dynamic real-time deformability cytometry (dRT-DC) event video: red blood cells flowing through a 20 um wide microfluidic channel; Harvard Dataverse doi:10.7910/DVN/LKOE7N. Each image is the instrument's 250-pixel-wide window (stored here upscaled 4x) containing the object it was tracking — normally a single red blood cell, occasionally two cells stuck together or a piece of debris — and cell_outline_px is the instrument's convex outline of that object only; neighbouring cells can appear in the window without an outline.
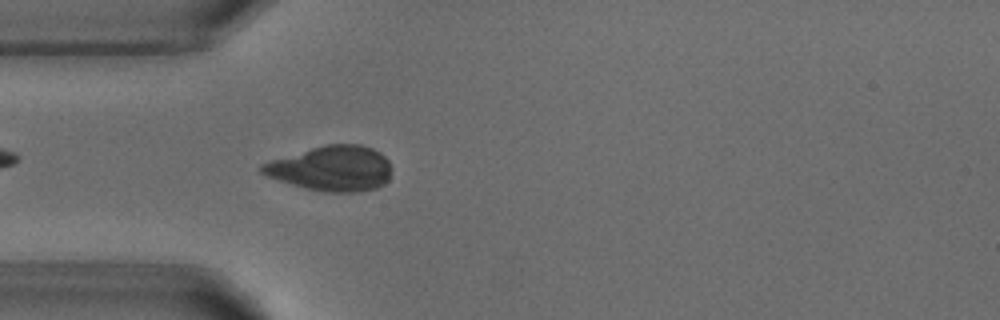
{"species": "common noctule bat (a hibernating species)", "species_latin": "Nyctalus noctula", "temperature_condition": "warm", "stored_images_in_passage": 45, "camera_frame_rate_fps": 3000, "um_per_image_px": 0.085, "animal": {"sex": "male", "body_mass_g": 18.8}, "frame": {"image": 1, "passage_image": 8, "time_ms": 2.333, "image_size_px": [1000, 320], "cell_outline_px": [[392, 168], [388, 180], [384, 184], [376, 188], [360, 192], [324, 192], [292, 184], [268, 176], [260, 172], [260, 164], [272, 160], [324, 144], [360, 144], [372, 148], [380, 152], [388, 160]], "centroid_in_image_um": [28.23, 14.31], "position_along_channel_um": 56.8, "area_um2": 33.99}}
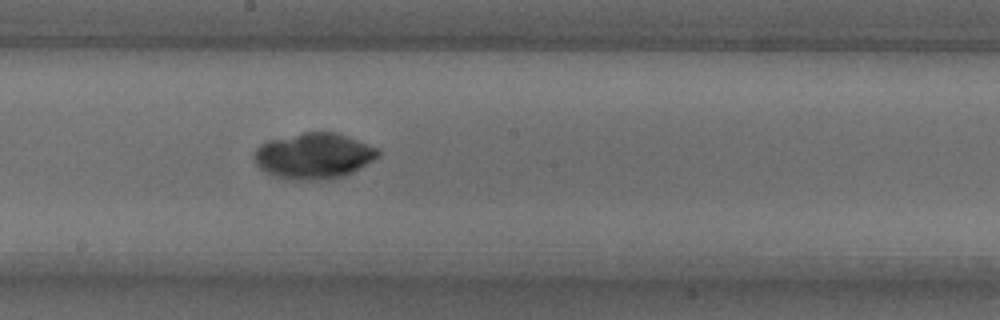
{"frame": {"image": 2, "passage_image": 21, "time_ms": 6.667, "image_size_px": [1000, 320], "cell_outline_px": [[380, 156], [360, 168], [344, 176], [328, 180], [300, 180], [276, 176], [260, 168], [256, 164], [252, 156], [256, 148], [260, 144], [268, 140], [304, 132], [336, 132], [348, 136], [368, 144], [376, 148], [380, 152]], "centroid_in_image_um": [26.67, 13.24], "position_along_channel_um": 221.5, "area_um2": 33.12}}
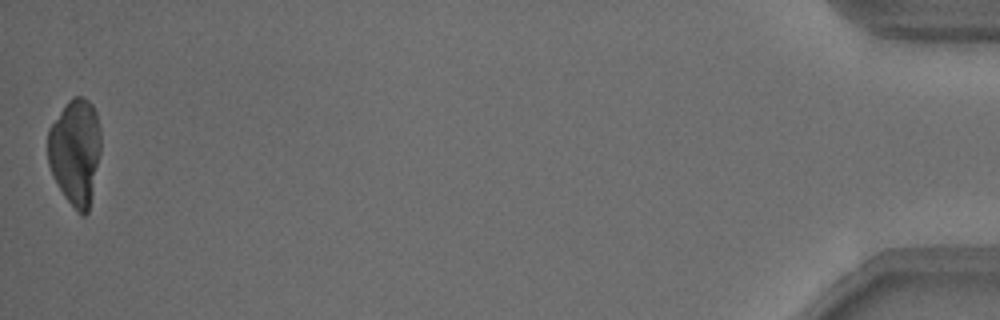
{"frame": {"image": 3, "passage_image": 45, "time_ms": 14.667, "image_size_px": [1000, 320], "cell_outline_px": [[100, 152], [88, 212], [84, 216], [80, 216], [64, 196], [52, 176], [48, 164], [48, 128], [68, 100], [72, 96], [84, 96], [92, 104], [96, 112], [100, 128]], "centroid_in_image_um": [6.39, 12.88], "position_along_channel_um": 428.8, "area_um2": 33.06}}